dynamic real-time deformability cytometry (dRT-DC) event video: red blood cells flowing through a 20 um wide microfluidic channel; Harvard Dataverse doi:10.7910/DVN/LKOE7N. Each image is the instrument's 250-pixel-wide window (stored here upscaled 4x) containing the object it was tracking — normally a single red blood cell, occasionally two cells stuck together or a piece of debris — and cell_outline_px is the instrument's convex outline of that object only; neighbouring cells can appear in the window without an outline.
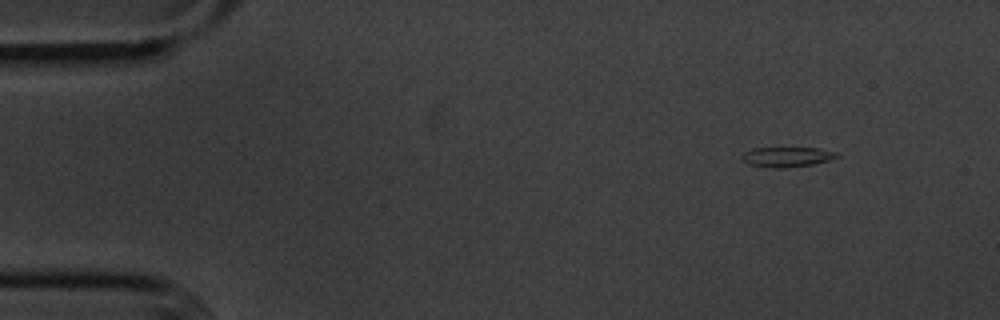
{"species": "common noctule bat (a hibernating species)", "species_latin": "Nyctalus noctula", "temperature_condition": "cold", "stored_images_in_passage": 5, "camera_frame_rate_fps": 3000, "um_per_image_px": 0.085, "animal": {"sex": "male", "body_mass_g": 20.1, "forearm_length_mm": 53.5}, "frame": {"image": 1, "passage_image": 1, "time_ms": 0.0, "image_size_px": [1000, 320], "cell_outline_px": [[840, 156], [832, 160], [812, 164], [784, 168], [772, 168], [748, 164], [740, 156], [744, 152], [752, 148], [820, 148], [836, 152]], "centroid_in_image_um": [66.91, 13.33], "position_along_channel_um": 18.1, "area_um2": 11.1}}
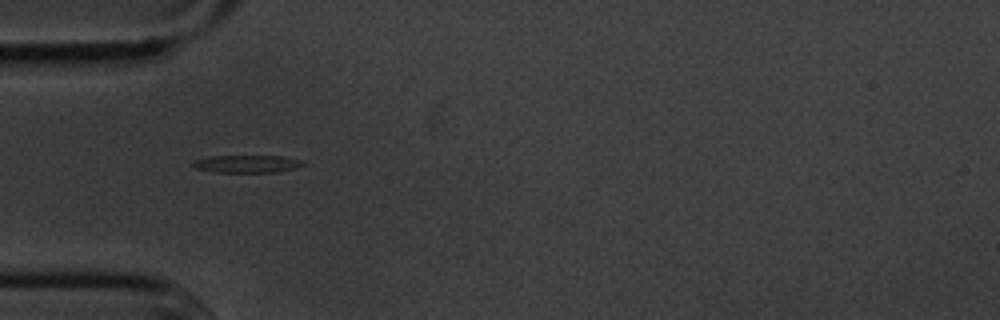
{"frame": {"image": 2, "passage_image": 4, "time_ms": 3.667, "image_size_px": [1000, 320], "cell_outline_px": [[304, 164], [292, 168], [276, 172], [216, 172], [196, 168], [192, 164], [192, 160], [208, 156], [284, 156], [304, 160]], "centroid_in_image_um": [20.96, 13.91], "position_along_channel_um": 64.0, "area_um2": 11.21}}
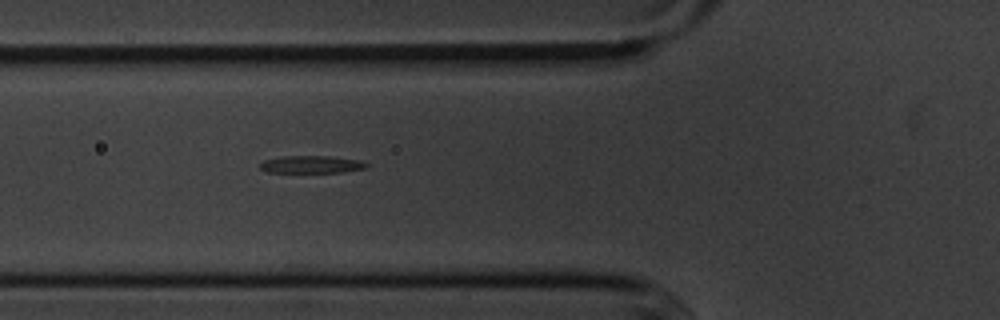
{"frame": {"image": 3, "passage_image": 5, "time_ms": 4.667, "image_size_px": [1000, 320], "cell_outline_px": [[368, 168], [344, 172], [268, 172], [260, 168], [260, 164], [264, 160], [284, 156], [328, 156], [360, 160], [368, 164]], "centroid_in_image_um": [26.51, 13.98], "position_along_channel_um": 99.3, "area_um2": 10.75}}